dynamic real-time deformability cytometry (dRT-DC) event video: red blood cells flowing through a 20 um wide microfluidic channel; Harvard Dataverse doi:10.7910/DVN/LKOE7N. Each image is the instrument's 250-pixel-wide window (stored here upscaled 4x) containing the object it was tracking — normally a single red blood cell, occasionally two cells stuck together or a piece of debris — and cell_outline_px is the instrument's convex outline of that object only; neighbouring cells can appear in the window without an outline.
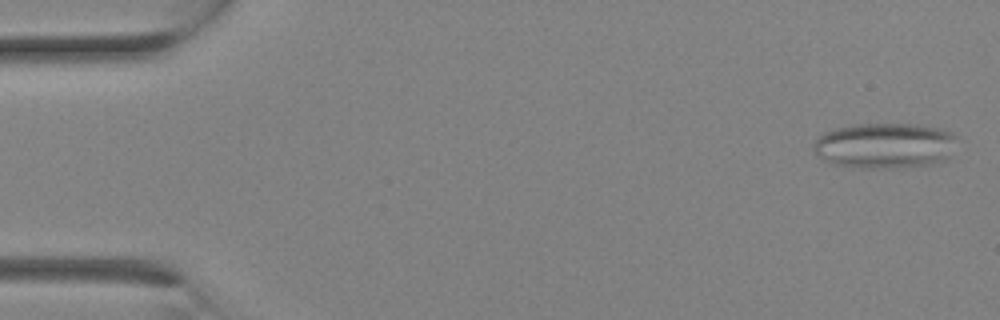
{"species": "Egyptian fruit bat (a non-hibernating species)", "species_latin": "Rousettus aegyptiacus", "temperature_condition": "room temperature", "stored_images_in_passage": 14, "camera_frame_rate_fps": 3000, "um_per_image_px": 0.085, "animal": {"sex": "female"}, "frame": {"image": 1, "passage_image": 1, "time_ms": 0.0, "image_size_px": [1000, 320], "cell_outline_px": [[956, 136], [948, 160], [932, 164], [900, 168], [852, 168], [828, 164], [816, 156], [816, 140], [824, 132], [836, 128], [852, 124], [920, 124], [940, 128], [952, 132]], "centroid_in_image_um": [75.2, 12.39], "position_along_channel_um": 9.8, "area_um2": 38.61}}
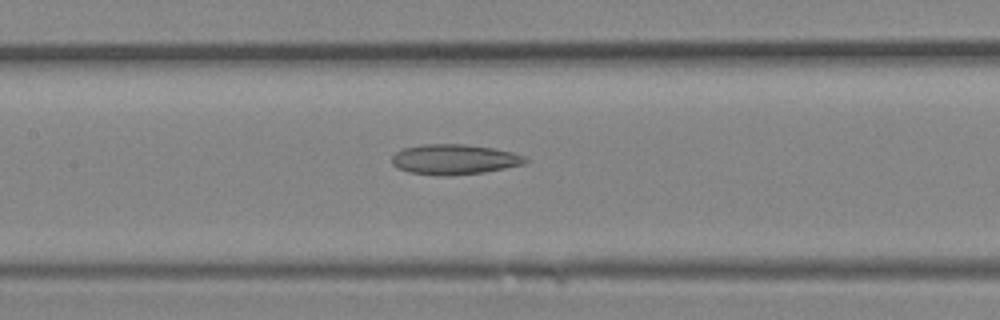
{"frame": {"image": 2, "passage_image": 12, "time_ms": 3.667, "image_size_px": [1000, 320], "cell_outline_px": [[528, 160], [524, 164], [484, 172], [448, 176], [408, 172], [396, 168], [392, 164], [392, 156], [396, 152], [404, 148], [424, 144], [464, 144], [492, 148], [512, 152], [524, 156]], "centroid_in_image_um": [38.59, 13.55], "position_along_channel_um": 168.8, "area_um2": 23.35}}
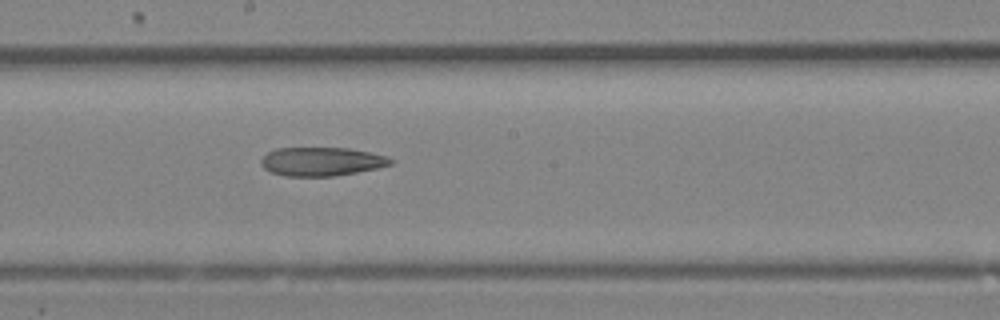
{"frame": {"image": 3, "passage_image": 14, "time_ms": 4.333, "image_size_px": [1000, 320], "cell_outline_px": [[396, 160], [392, 164], [376, 168], [336, 176], [284, 176], [272, 172], [264, 168], [260, 164], [260, 160], [268, 152], [276, 148], [348, 148], [388, 156]], "centroid_in_image_um": [27.34, 13.73], "position_along_channel_um": 220.9, "area_um2": 21.68}}